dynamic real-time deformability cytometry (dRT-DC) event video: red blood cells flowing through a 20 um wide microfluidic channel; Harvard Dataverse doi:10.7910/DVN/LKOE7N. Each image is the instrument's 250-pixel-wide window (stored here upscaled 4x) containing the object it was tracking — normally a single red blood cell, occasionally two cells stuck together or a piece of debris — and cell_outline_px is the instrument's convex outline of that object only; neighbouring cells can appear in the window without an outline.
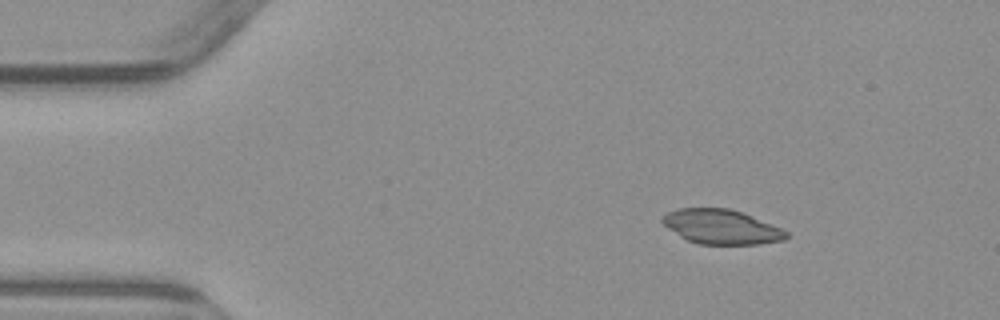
{"species": "common noctule bat (a hibernating species)", "species_latin": "Nyctalus noctula", "temperature_condition": "warm", "stored_images_in_passage": 3, "camera_frame_rate_fps": 3000, "um_per_image_px": 0.085, "animal": {"sex": "male", "body_mass_g": 23.1, "forearm_length_mm": 52.7}, "frame": {"image": 1, "passage_image": 1, "time_ms": 0.0, "image_size_px": [1000, 320], "cell_outline_px": [[788, 236], [784, 240], [756, 244], [700, 244], [688, 240], [680, 236], [668, 228], [660, 220], [668, 212], [680, 208], [728, 208], [744, 212], [780, 228], [788, 232]], "centroid_in_image_um": [61.32, 19.27], "position_along_channel_um": 23.7, "area_um2": 24.74}}